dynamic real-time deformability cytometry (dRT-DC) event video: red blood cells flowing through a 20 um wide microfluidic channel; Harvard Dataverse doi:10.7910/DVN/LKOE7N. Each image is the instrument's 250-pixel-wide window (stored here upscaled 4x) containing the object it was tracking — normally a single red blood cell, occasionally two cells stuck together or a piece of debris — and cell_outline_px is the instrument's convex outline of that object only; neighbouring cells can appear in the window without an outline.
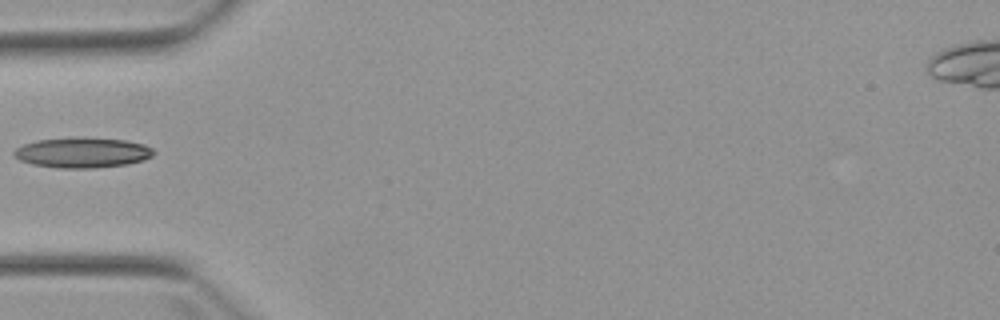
{"species": "Egyptian fruit bat (a non-hibernating species)", "species_latin": "Rousettus aegyptiacus", "temperature_condition": "warm", "stored_images_in_passage": 2, "camera_frame_rate_fps": 3000, "um_per_image_px": 0.085, "animal": {"sex": "female"}, "frame": {"image": 1, "passage_image": 1, "time_ms": 0.0, "image_size_px": [1000, 320], "cell_outline_px": [[156, 152], [152, 156], [144, 160], [128, 164], [96, 168], [60, 168], [32, 164], [20, 160], [12, 152], [16, 148], [24, 144], [36, 140], [124, 140], [144, 144], [152, 148]], "centroid_in_image_um": [7.04, 13.02], "position_along_channel_um": 78.0, "area_um2": 23.64}}
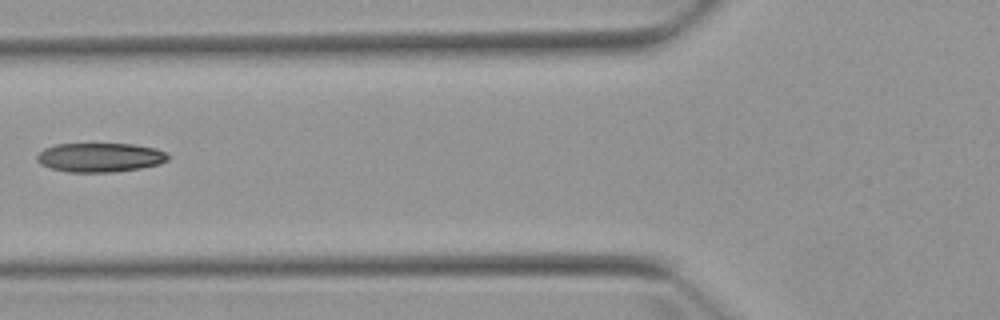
{"frame": {"image": 2, "passage_image": 2, "time_ms": 1.0, "image_size_px": [1000, 320], "cell_outline_px": [[168, 160], [160, 164], [140, 168], [116, 172], [68, 172], [52, 168], [40, 164], [36, 160], [36, 156], [44, 148], [56, 144], [132, 144], [156, 148], [164, 152], [168, 156]], "centroid_in_image_um": [8.49, 13.38], "position_along_channel_um": 117.3, "area_um2": 22.25}}